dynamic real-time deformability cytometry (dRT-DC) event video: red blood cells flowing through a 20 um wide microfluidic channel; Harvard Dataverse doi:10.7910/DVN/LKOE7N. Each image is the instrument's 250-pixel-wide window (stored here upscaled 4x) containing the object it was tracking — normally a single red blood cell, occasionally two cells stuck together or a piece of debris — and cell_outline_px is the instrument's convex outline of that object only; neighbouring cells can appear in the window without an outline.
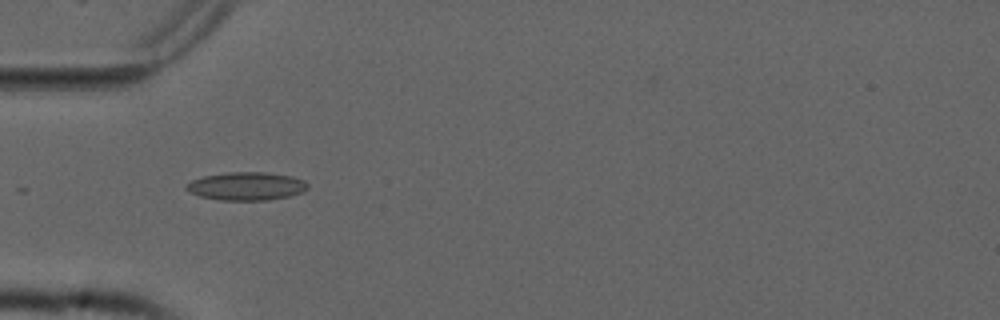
{"species": "common noctule bat (a hibernating species)", "species_latin": "Nyctalus noctula", "temperature_condition": "cold", "stored_images_in_passage": 14, "camera_frame_rate_fps": 3000, "um_per_image_px": 0.085, "animal": {"sex": "male", "forearm_length_mm": 52.5}, "frame": {"image": 1, "passage_image": 2, "time_ms": 0.333, "image_size_px": [1000, 320], "cell_outline_px": [[308, 188], [304, 192], [288, 196], [268, 200], [220, 200], [200, 196], [184, 188], [184, 184], [192, 180], [204, 176], [228, 172], [264, 172], [292, 176], [304, 180], [308, 184]], "centroid_in_image_um": [20.96, 15.82], "position_along_channel_um": 64.0, "area_um2": 19.94}}
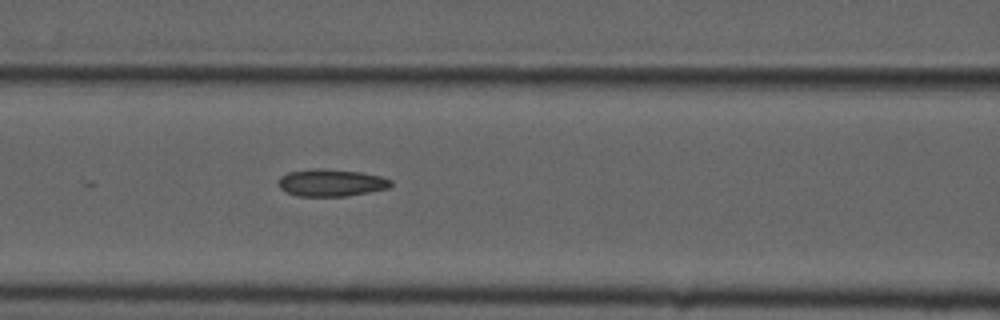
{"frame": {"image": 2, "passage_image": 8, "time_ms": 2.333, "image_size_px": [1000, 320], "cell_outline_px": [[392, 184], [388, 188], [348, 196], [296, 196], [280, 188], [276, 184], [280, 176], [288, 172], [316, 168], [324, 168], [360, 172], [380, 176], [392, 180]], "centroid_in_image_um": [28.12, 15.53], "position_along_channel_um": 138.5, "area_um2": 17.92}}
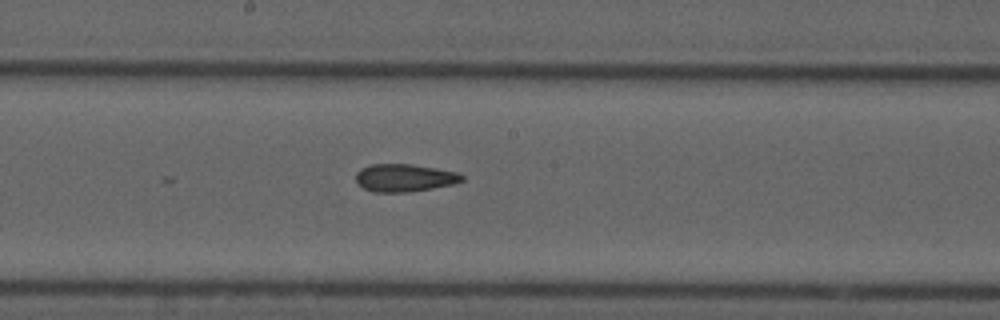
{"frame": {"image": 3, "passage_image": 14, "time_ms": 4.333, "image_size_px": [1000, 320], "cell_outline_px": [[464, 180], [456, 184], [412, 192], [372, 192], [364, 188], [356, 180], [356, 172], [360, 168], [372, 164], [412, 164], [436, 168], [456, 172], [464, 176]], "centroid_in_image_um": [34.4, 15.12], "position_along_channel_um": 213.8, "area_um2": 17.28}}